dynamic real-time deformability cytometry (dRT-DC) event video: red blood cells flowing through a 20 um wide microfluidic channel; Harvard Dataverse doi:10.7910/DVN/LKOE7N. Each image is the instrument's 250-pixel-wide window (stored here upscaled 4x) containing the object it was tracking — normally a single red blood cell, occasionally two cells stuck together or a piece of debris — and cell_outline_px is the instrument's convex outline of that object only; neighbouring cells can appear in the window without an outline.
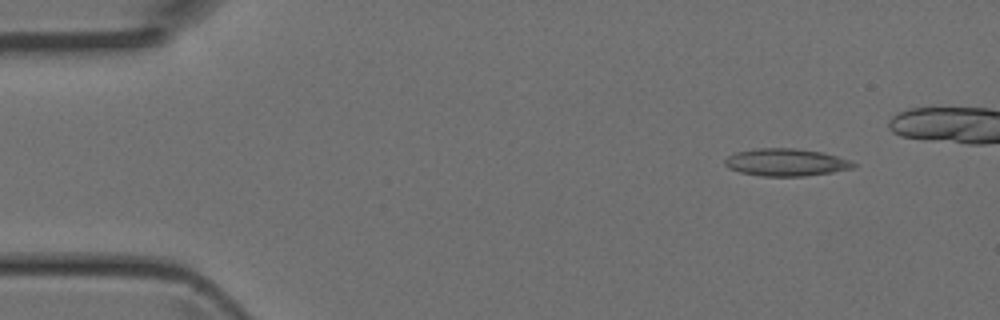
{"species": "Egyptian fruit bat (a non-hibernating species)", "species_latin": "Rousettus aegyptiacus", "temperature_condition": "room temperature", "stored_images_in_passage": 4, "camera_frame_rate_fps": 3000, "um_per_image_px": 0.085, "animal": {"sex": "female"}, "frame": {"image": 1, "passage_image": 1, "time_ms": 0.0, "image_size_px": [1000, 320], "cell_outline_px": [[856, 168], [832, 172], [804, 176], [764, 176], [740, 172], [728, 168], [724, 164], [724, 160], [728, 156], [736, 152], [756, 148], [796, 148], [820, 152], [836, 156], [848, 160], [856, 164]], "centroid_in_image_um": [66.79, 13.8], "position_along_channel_um": 18.2, "area_um2": 20.46}}